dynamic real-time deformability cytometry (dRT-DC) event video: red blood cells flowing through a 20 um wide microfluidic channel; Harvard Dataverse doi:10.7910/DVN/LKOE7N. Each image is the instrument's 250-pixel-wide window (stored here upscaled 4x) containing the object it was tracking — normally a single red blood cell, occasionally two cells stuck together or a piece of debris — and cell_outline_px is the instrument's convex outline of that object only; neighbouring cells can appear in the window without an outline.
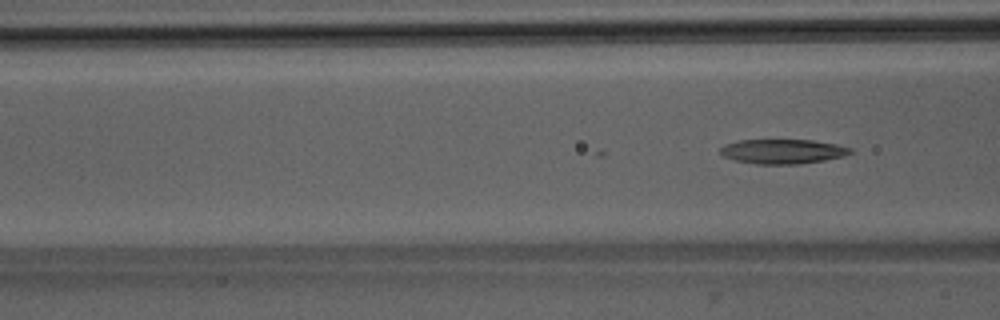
{"species": "Egyptian fruit bat (a non-hibernating species)", "species_latin": "Rousettus aegyptiacus", "temperature_condition": "room temperature", "stored_images_in_passage": 19, "camera_frame_rate_fps": 3000, "um_per_image_px": 0.085, "animal": {"sex": "male"}, "frame": {"image": 1, "passage_image": 19, "time_ms": 6.0, "image_size_px": [1000, 320], "cell_outline_px": [[852, 152], [844, 156], [824, 160], [800, 164], [756, 164], [736, 160], [724, 156], [720, 152], [720, 148], [728, 144], [740, 140], [812, 140], [836, 144], [852, 148]], "centroid_in_image_um": [66.57, 12.87], "position_along_channel_um": 100.0, "area_um2": 18.44}}